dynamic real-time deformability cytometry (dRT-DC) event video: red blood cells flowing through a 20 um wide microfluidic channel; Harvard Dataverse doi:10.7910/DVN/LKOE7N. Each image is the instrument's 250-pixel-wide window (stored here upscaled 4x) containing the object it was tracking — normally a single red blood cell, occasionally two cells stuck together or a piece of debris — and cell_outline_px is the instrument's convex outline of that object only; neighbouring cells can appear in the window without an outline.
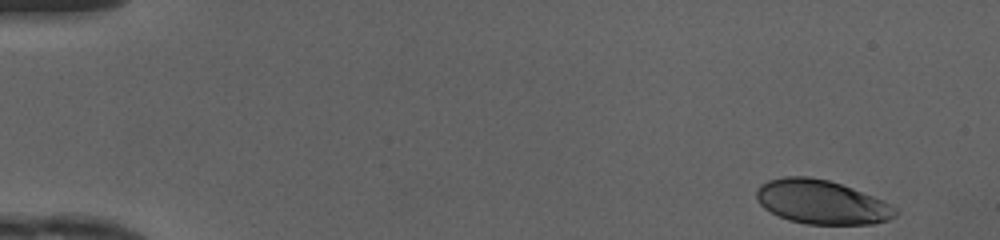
{"species": "human", "species_latin": "Homo sapiens", "temperature_condition": "cold", "stored_images_in_passage": 47, "camera_frame_rate_fps": 3000, "um_per_image_px": 0.085, "donor": {"sex": "female"}, "frame": {"image": 1, "passage_image": 1, "time_ms": 0.0, "image_size_px": [1000, 240], "cell_outline_px": [[900, 212], [896, 216], [888, 220], [872, 224], [808, 224], [788, 220], [764, 208], [756, 200], [756, 188], [760, 184], [768, 180], [784, 176], [808, 176], [828, 180], [852, 188], [884, 200], [896, 208]], "centroid_in_image_um": [69.84, 17.17], "position_along_channel_um": 15.2, "area_um2": 35.78}}
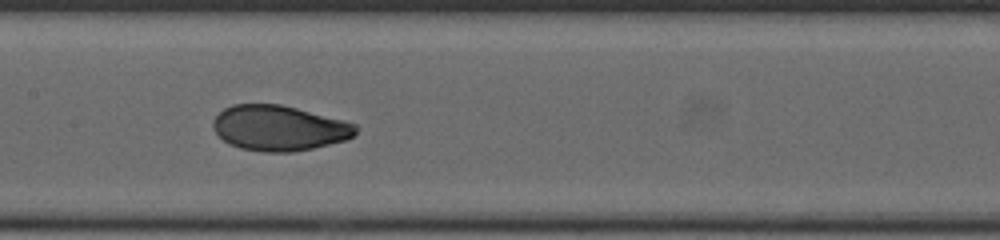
{"frame": {"image": 2, "passage_image": 23, "time_ms": 7.333, "image_size_px": [1000, 240], "cell_outline_px": [[356, 132], [352, 136], [344, 140], [312, 148], [292, 152], [264, 152], [240, 148], [228, 144], [212, 128], [212, 120], [224, 108], [232, 104], [280, 104], [344, 120], [356, 124]], "centroid_in_image_um": [23.68, 10.88], "position_along_channel_um": 183.7, "area_um2": 37.51}}
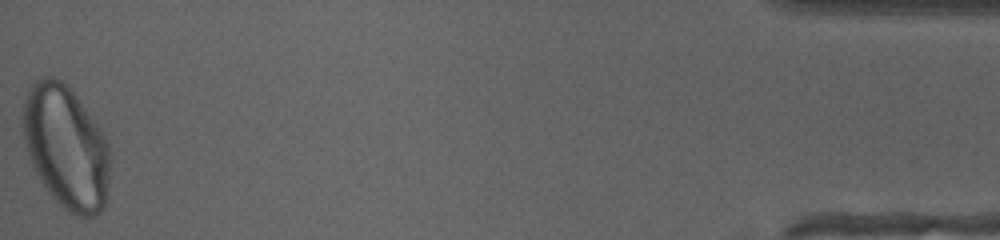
{"frame": {"image": 3, "passage_image": 47, "time_ms": 15.333, "image_size_px": [1000, 240], "cell_outline_px": [[112, 160], [104, 208], [100, 212], [92, 216], [76, 216], [68, 212], [48, 192], [40, 180], [28, 156], [24, 144], [24, 100], [32, 84], [36, 80], [44, 76], [48, 76], [60, 80], [68, 84], [96, 120], [108, 140], [112, 156]], "centroid_in_image_um": [5.67, 12.5], "position_along_channel_um": 429.5, "area_um2": 63.18}, "authors_computed_cell_mechanics": {"area_um2": 38.148, "velocity_mm_per_s": 4.1678, "shape_relaxation_time_tau1_ms": 2.4371, "shape_relaxation_time_tau2_ms": null, "deformation_change_tau1": 0.1538, "deformation_change_tau2": null}}